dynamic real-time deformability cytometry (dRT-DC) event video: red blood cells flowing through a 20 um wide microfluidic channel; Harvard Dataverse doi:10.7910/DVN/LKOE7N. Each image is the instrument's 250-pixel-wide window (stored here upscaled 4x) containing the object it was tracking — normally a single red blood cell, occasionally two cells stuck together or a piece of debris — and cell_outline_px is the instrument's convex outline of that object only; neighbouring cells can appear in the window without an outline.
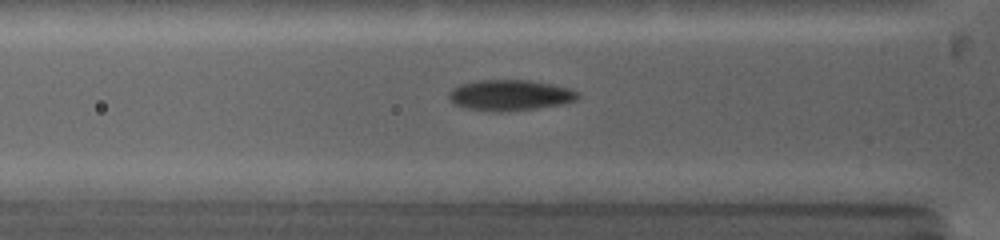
{"species": "common noctule bat (a hibernating species)", "species_latin": "Nyctalus noctula", "temperature_condition": "warm", "stored_images_in_passage": 8, "camera_frame_rate_fps": 5000, "um_per_image_px": 0.085, "animal": {"sex": "female", "body_mass_g": 19.0, "forearm_length_mm": 53.3}, "frame": {"image": 1, "passage_image": 8, "time_ms": 2.8, "image_size_px": [1000, 240], "cell_outline_px": [[580, 96], [576, 100], [564, 104], [508, 112], [496, 112], [468, 108], [452, 104], [448, 96], [448, 92], [452, 88], [460, 84], [480, 80], [528, 80], [552, 84], [568, 88], [580, 92]], "centroid_in_image_um": [43.35, 8.1], "position_along_channel_um": 82.4, "area_um2": 23.35}}